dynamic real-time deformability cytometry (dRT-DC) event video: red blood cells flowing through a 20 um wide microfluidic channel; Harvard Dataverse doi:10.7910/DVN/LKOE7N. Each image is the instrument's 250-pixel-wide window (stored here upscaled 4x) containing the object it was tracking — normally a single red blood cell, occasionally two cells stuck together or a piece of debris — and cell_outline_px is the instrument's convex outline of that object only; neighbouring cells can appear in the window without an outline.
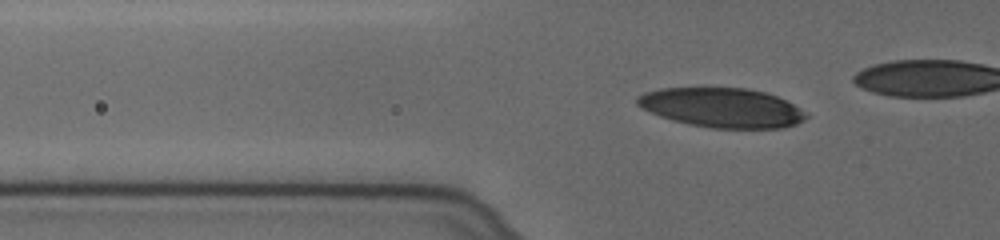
{"species": "human", "species_latin": "Homo sapiens", "temperature_condition": "cold", "stored_images_in_passage": 52, "camera_frame_rate_fps": 3000, "um_per_image_px": 0.085, "donor": {"sex": "female"}, "frame": {"image": 1, "passage_image": 24, "time_ms": 7.667, "image_size_px": [1000, 240], "cell_outline_px": [[808, 116], [804, 120], [796, 124], [784, 128], [712, 128], [672, 120], [660, 116], [636, 104], [636, 96], [644, 92], [660, 88], [748, 88], [764, 92], [776, 96], [800, 108]], "centroid_in_image_um": [61.36, 9.15], "position_along_channel_um": 64.4, "area_um2": 38.61}}
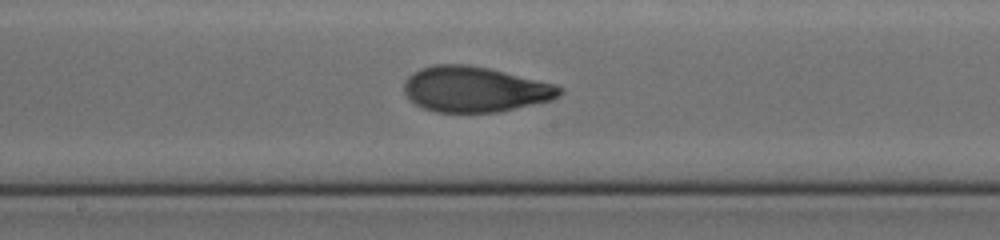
{"frame": {"image": 2, "passage_image": 37, "time_ms": 12.0, "image_size_px": [1000, 240], "cell_outline_px": [[564, 92], [560, 96], [552, 100], [500, 112], [436, 112], [424, 108], [416, 104], [404, 92], [404, 80], [412, 72], [420, 68], [432, 64], [468, 64], [488, 68], [556, 84], [564, 88]], "centroid_in_image_um": [40.39, 7.58], "position_along_channel_um": 207.8, "area_um2": 41.5}}
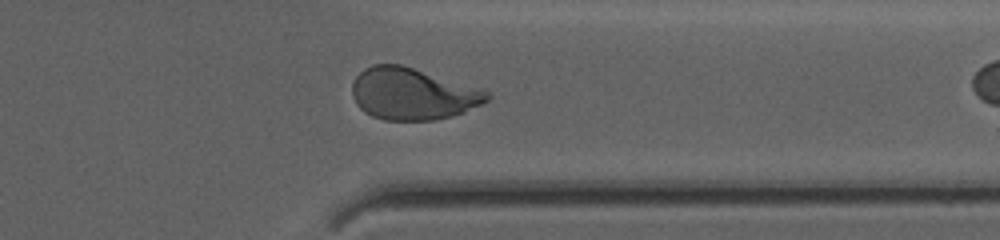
{"frame": {"image": 3, "passage_image": 51, "time_ms": 16.667, "image_size_px": [1000, 240], "cell_outline_px": [[492, 96], [488, 100], [464, 112], [452, 116], [436, 120], [384, 120], [372, 116], [364, 112], [356, 104], [352, 96], [352, 84], [356, 76], [364, 68], [372, 64], [400, 64], [484, 88]], "centroid_in_image_um": [35.08, 7.97], "position_along_channel_um": 376.3, "area_um2": 41.1}}